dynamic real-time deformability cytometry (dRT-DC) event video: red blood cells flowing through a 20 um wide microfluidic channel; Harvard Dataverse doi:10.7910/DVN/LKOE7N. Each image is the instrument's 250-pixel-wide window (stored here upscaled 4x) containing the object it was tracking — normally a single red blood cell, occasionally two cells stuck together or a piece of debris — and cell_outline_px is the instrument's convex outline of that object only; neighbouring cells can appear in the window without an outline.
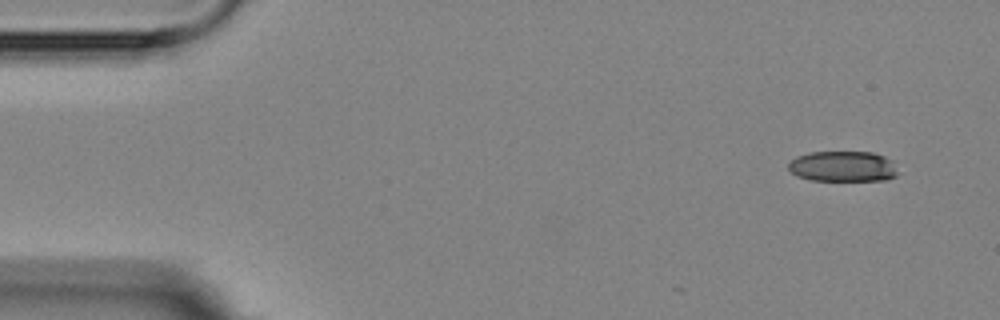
{"species": "Egyptian fruit bat (a non-hibernating species)", "species_latin": "Rousettus aegyptiacus", "temperature_condition": "room temperature", "stored_images_in_passage": 3, "camera_frame_rate_fps": 3000, "um_per_image_px": 0.085, "animal": {"sex": "female"}, "frame": {"image": 1, "passage_image": 1, "time_ms": 0.0, "image_size_px": [1000, 320], "cell_outline_px": [[896, 176], [888, 180], [812, 180], [796, 176], [788, 168], [788, 164], [796, 156], [808, 152], [872, 152], [884, 156], [892, 160], [896, 172]], "centroid_in_image_um": [71.63, 14.14], "position_along_channel_um": 13.4, "area_um2": 19.48}}